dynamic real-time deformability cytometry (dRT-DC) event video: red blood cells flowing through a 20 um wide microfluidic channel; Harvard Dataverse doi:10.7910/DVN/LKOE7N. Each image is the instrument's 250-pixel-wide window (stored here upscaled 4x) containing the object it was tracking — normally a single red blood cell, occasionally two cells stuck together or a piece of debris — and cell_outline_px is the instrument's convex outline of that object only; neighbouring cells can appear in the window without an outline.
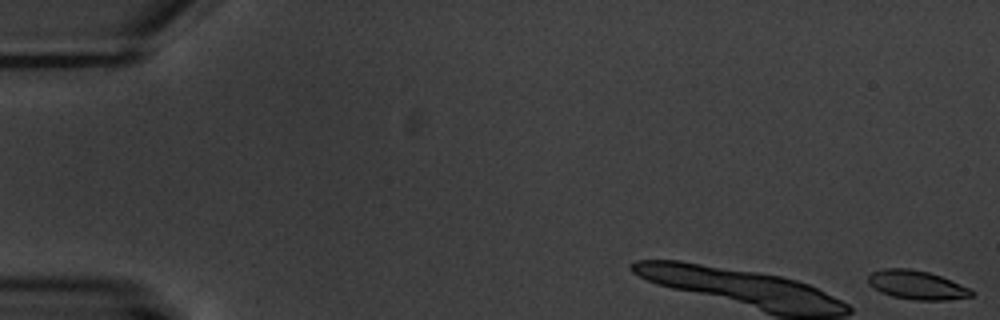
{"species": "common noctule bat (a hibernating species)", "species_latin": "Nyctalus noctula", "temperature_condition": "warm", "stored_images_in_passage": 15, "camera_frame_rate_fps": 3000, "um_per_image_px": 0.085, "animal": {"sex": "male", "body_mass_g": 20.1, "forearm_length_mm": 53.5}, "frame": {"image": 1, "passage_image": 1, "time_ms": 0.0, "image_size_px": [1000, 320], "cell_outline_px": [[976, 292], [972, 296], [948, 300], [912, 300], [892, 296], [880, 292], [872, 288], [868, 284], [868, 276], [872, 272], [884, 268], [908, 268], [928, 272], [940, 276], [960, 284]], "centroid_in_image_um": [77.9, 24.23], "position_along_channel_um": 7.1, "area_um2": 17.46}}
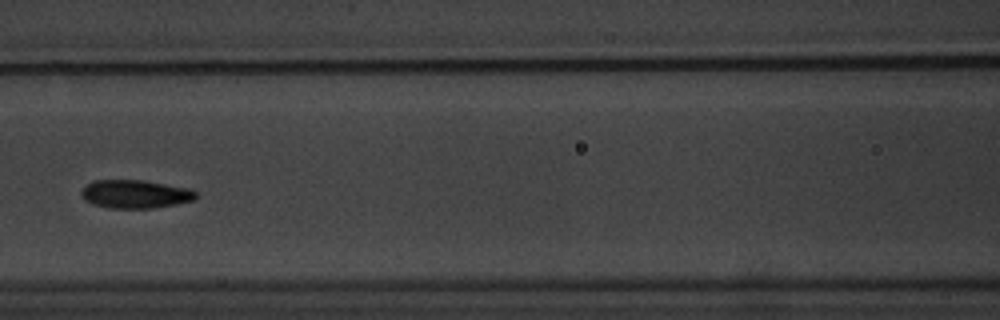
{"frame": {"image": 2, "passage_image": 7, "time_ms": 8.667, "image_size_px": [1000, 320], "cell_outline_px": [[196, 196], [192, 200], [176, 204], [156, 208], [108, 208], [92, 204], [84, 200], [80, 192], [84, 184], [92, 180], [144, 180], [192, 188], [196, 192]], "centroid_in_image_um": [11.46, 16.48], "position_along_channel_um": 155.1, "area_um2": 19.25}}
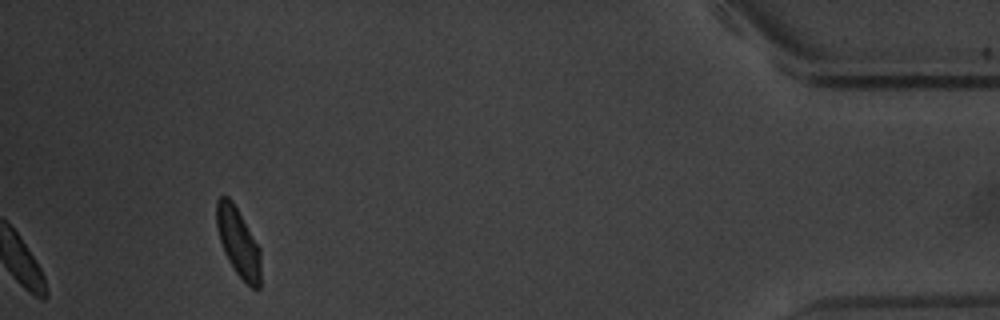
{"frame": {"image": 3, "passage_image": 14, "time_ms": 17.667, "image_size_px": [1000, 320], "cell_outline_px": [[260, 288], [252, 288], [236, 272], [228, 260], [224, 252], [216, 228], [216, 200], [220, 196], [228, 196], [232, 200], [260, 248]], "centroid_in_image_um": [20.23, 20.56], "position_along_channel_um": 415.0, "area_um2": 17.57}, "authors_computed_cell_mechanics": {"area_um2": 18.1492, "velocity_mm_per_s": 3.5641, "shape_relaxation_time_tau1_ms": 2.3119, "shape_relaxation_time_tau2_ms": 2.6402, "deformation_change_tau1": 0.1115, "deformation_change_tau2": 0.0672}}